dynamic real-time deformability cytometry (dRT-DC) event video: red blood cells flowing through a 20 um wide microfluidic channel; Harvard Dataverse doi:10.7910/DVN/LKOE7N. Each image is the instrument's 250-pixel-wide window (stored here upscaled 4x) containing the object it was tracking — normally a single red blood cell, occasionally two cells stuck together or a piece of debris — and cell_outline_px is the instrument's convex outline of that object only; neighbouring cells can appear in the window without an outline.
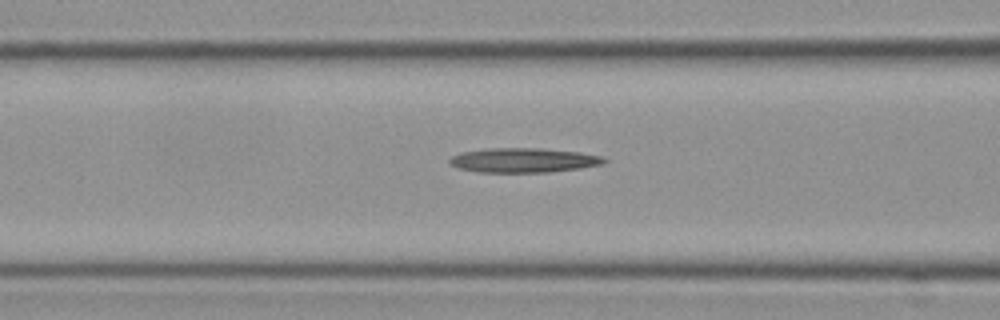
{"species": "Egyptian fruit bat (a non-hibernating species)", "species_latin": "Rousettus aegyptiacus", "temperature_condition": "cold", "stored_images_in_passage": 7, "camera_frame_rate_fps": 3000, "um_per_image_px": 0.085, "frame": {"image": 1, "passage_image": 5, "time_ms": 1.333, "image_size_px": [1000, 320], "cell_outline_px": [[608, 160], [600, 164], [580, 168], [548, 172], [480, 172], [460, 168], [452, 164], [448, 160], [452, 156], [460, 152], [488, 148], [540, 148], [580, 152], [600, 156]], "centroid_in_image_um": [44.48, 13.61], "position_along_channel_um": 122.1, "area_um2": 21.85}}